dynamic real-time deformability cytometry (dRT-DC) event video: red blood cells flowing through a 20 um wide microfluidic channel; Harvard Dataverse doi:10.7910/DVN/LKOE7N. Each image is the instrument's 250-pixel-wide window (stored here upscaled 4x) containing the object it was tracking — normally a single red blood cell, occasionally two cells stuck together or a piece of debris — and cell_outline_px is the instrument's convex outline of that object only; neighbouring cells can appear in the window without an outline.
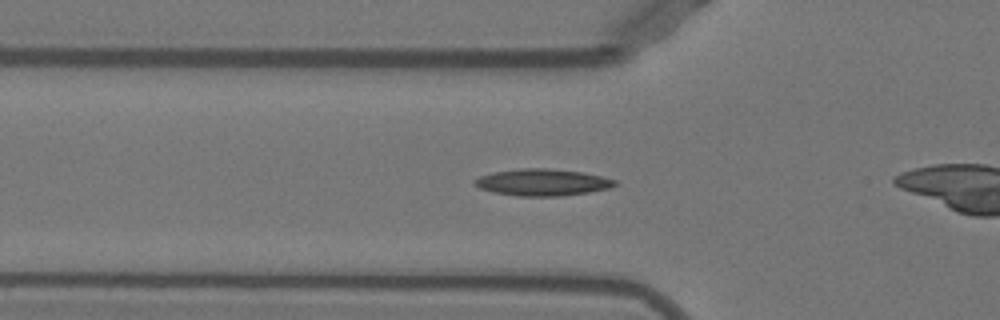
{"species": "Egyptian fruit bat (a non-hibernating species)", "species_latin": "Rousettus aegyptiacus", "temperature_condition": "warm", "stored_images_in_passage": 31, "camera_frame_rate_fps": 3000, "um_per_image_px": 0.085, "animal": {"sex": "female"}, "frame": {"image": 1, "passage_image": 13, "time_ms": 4.0, "image_size_px": [1000, 320], "cell_outline_px": [[616, 184], [612, 188], [588, 192], [560, 196], [516, 196], [492, 192], [480, 188], [472, 184], [472, 180], [480, 176], [496, 172], [520, 168], [544, 168], [584, 172], [616, 180]], "centroid_in_image_um": [46.09, 15.5], "position_along_channel_um": 79.7, "area_um2": 21.91}}
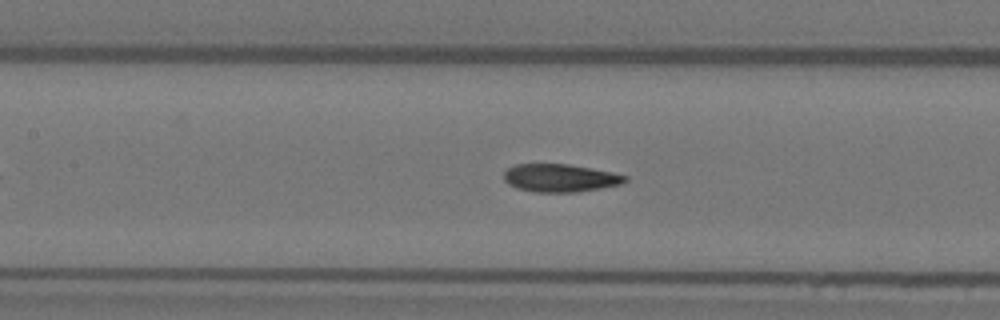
{"frame": {"image": 2, "passage_image": 19, "time_ms": 6.0, "image_size_px": [1000, 320], "cell_outline_px": [[628, 180], [620, 184], [600, 188], [576, 192], [536, 192], [516, 188], [508, 184], [504, 180], [504, 172], [508, 168], [516, 164], [568, 164], [592, 168], [612, 172], [628, 176]], "centroid_in_image_um": [47.6, 15.12], "position_along_channel_um": 159.8, "area_um2": 19.71}}
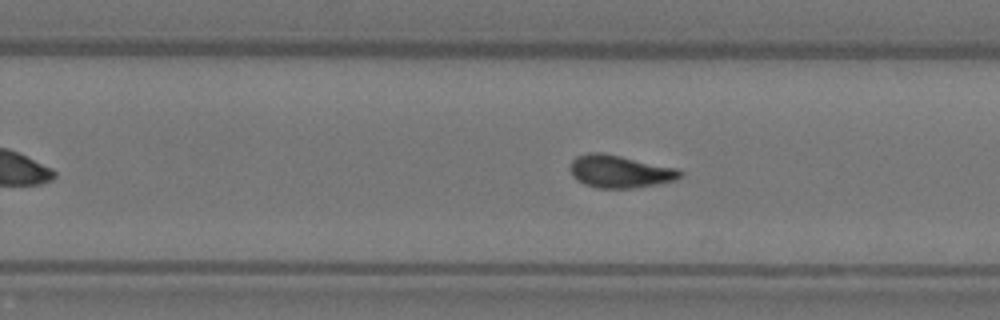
{"frame": {"image": 3, "passage_image": 28, "time_ms": 9.0, "image_size_px": [1000, 320], "cell_outline_px": [[684, 172], [676, 180], [660, 184], [632, 188], [596, 188], [584, 184], [576, 180], [572, 176], [568, 168], [572, 160], [576, 156], [588, 152], [604, 152], [676, 168]], "centroid_in_image_um": [52.64, 14.57], "position_along_channel_um": 277.2, "area_um2": 21.21}}